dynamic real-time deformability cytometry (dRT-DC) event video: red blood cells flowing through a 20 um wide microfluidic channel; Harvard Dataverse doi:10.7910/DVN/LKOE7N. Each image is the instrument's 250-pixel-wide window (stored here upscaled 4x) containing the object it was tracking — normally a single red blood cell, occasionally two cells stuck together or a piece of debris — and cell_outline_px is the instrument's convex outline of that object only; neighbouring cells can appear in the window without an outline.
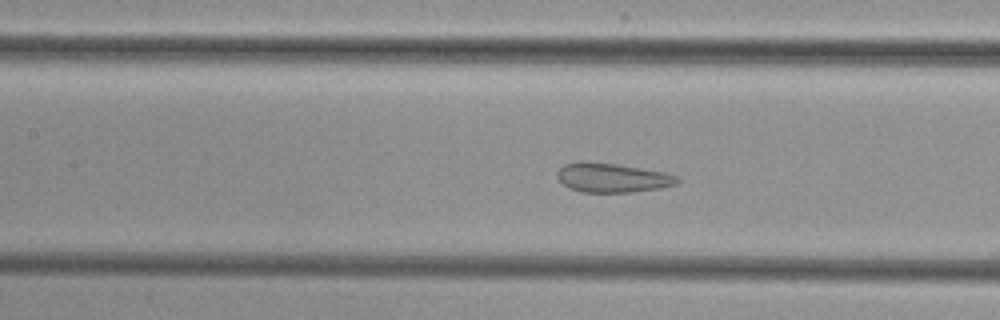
{"species": "common noctule bat (a hibernating species)", "species_latin": "Nyctalus noctula", "temperature_condition": "cold", "stored_images_in_passage": 52, "camera_frame_rate_fps": 3000, "um_per_image_px": 0.085, "animal": {"sex": "female", "body_mass_g": 29.2, "forearm_length_mm": 56.3}, "frame": {"image": 1, "passage_image": 22, "time_ms": 7.0, "image_size_px": [1000, 320], "cell_outline_px": [[680, 180], [676, 184], [660, 188], [632, 192], [580, 192], [568, 188], [556, 176], [556, 172], [564, 164], [580, 160], [584, 160], [616, 164], [664, 172], [680, 176]], "centroid_in_image_um": [52.02, 15.09], "position_along_channel_um": 155.4, "area_um2": 20.69}}
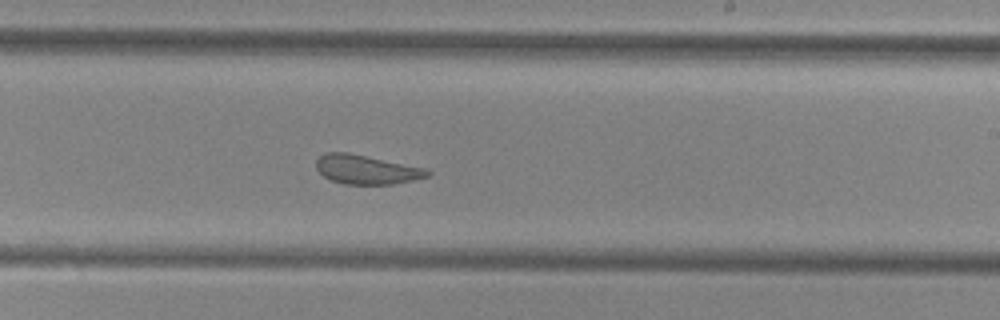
{"frame": {"image": 2, "passage_image": 30, "time_ms": 9.667, "image_size_px": [1000, 320], "cell_outline_px": [[432, 172], [428, 176], [412, 180], [392, 184], [344, 184], [332, 180], [324, 176], [316, 168], [316, 160], [320, 156], [328, 152], [348, 152], [428, 168]], "centroid_in_image_um": [31.17, 14.4], "position_along_channel_um": 257.8, "area_um2": 18.9}}
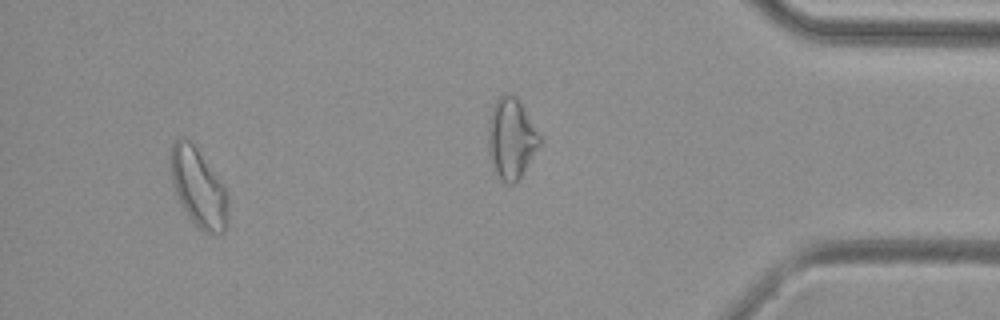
{"frame": {"image": 3, "passage_image": 48, "time_ms": 15.667, "image_size_px": [1000, 320], "cell_outline_px": [[228, 228], [224, 232], [204, 232], [192, 220], [176, 196], [172, 180], [168, 160], [168, 156], [172, 144], [176, 140], [192, 140], [224, 188], [228, 200]], "centroid_in_image_um": [16.84, 15.93], "position_along_channel_um": 418.4, "area_um2": 26.01}}